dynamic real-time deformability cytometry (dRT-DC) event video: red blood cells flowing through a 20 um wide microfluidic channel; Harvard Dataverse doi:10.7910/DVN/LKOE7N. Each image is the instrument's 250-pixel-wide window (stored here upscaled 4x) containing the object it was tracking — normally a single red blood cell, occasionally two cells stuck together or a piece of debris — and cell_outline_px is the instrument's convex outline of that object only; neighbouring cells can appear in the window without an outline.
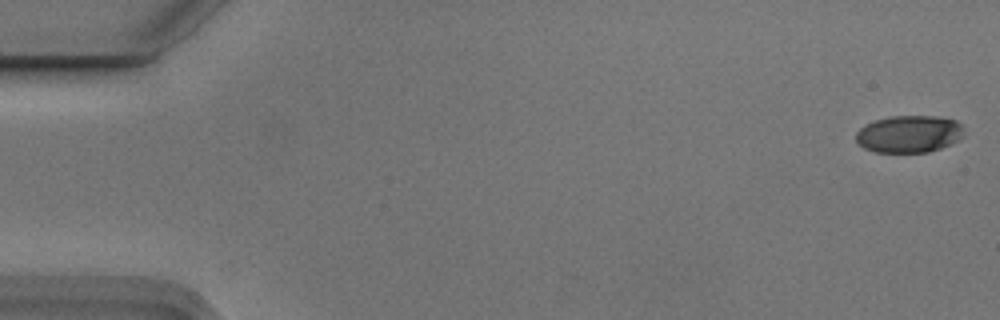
{"species": "Egyptian fruit bat (a non-hibernating species)", "species_latin": "Rousettus aegyptiacus", "temperature_condition": "cold", "stored_images_in_passage": 2, "segment_of_instrument_passage": [2, 2], "camera_frame_rate_fps": 3000, "um_per_image_px": 0.085, "animal": {"sex": "male"}, "frame": {"image": 1, "passage_image": 2, "time_ms": 0.333, "image_size_px": [1000, 320], "cell_outline_px": [[964, 136], [940, 148], [928, 152], [876, 152], [864, 148], [856, 140], [856, 132], [860, 128], [876, 120], [892, 116], [936, 116], [956, 120], [964, 128]], "centroid_in_image_um": [77.28, 11.38], "position_along_channel_um": 7.7, "area_um2": 23.24}}